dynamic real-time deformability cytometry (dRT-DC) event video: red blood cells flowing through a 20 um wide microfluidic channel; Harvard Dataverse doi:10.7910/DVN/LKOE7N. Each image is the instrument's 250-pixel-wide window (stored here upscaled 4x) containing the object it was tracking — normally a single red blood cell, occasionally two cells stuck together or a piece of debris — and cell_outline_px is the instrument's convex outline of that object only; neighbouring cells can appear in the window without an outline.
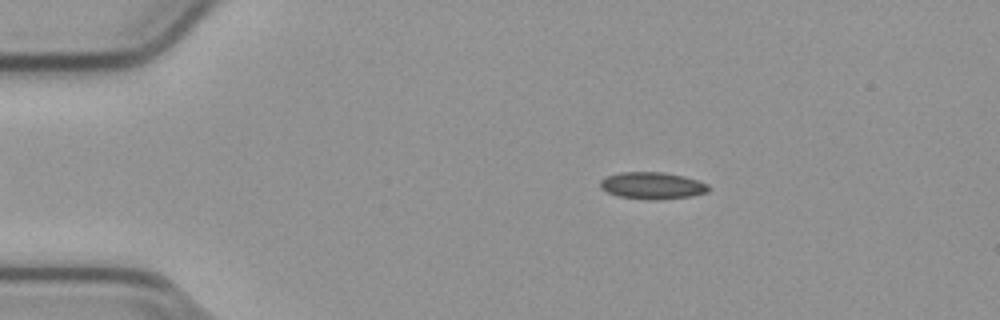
{"species": "common noctule bat (a hibernating species)", "species_latin": "Nyctalus noctula", "temperature_condition": "cold", "stored_images_in_passage": 43, "camera_frame_rate_fps": 3000, "um_per_image_px": 0.085, "animal": {"sex": "male", "body_mass_g": 23.1, "forearm_length_mm": 52.7}, "frame": {"image": 1, "passage_image": 7, "time_ms": 2.0, "image_size_px": [1000, 320], "cell_outline_px": [[712, 188], [708, 192], [692, 196], [656, 200], [648, 200], [620, 196], [608, 192], [600, 188], [600, 180], [604, 176], [620, 172], [664, 172], [684, 176], [708, 184]], "centroid_in_image_um": [55.45, 15.77], "position_along_channel_um": 29.5, "area_um2": 17.17}}
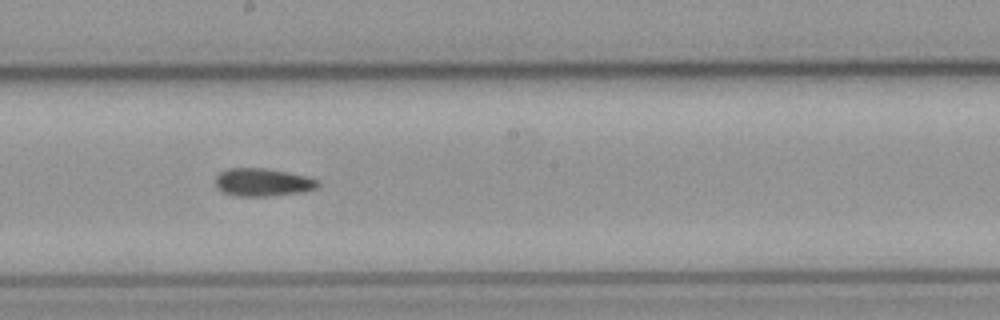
{"frame": {"image": 2, "passage_image": 27, "time_ms": 8.667, "image_size_px": [1000, 320], "cell_outline_px": [[320, 184], [316, 188], [304, 192], [272, 196], [240, 196], [224, 192], [216, 188], [216, 176], [220, 172], [228, 168], [264, 168], [288, 172], [320, 180]], "centroid_in_image_um": [22.35, 15.49], "position_along_channel_um": 225.8, "area_um2": 16.7}}
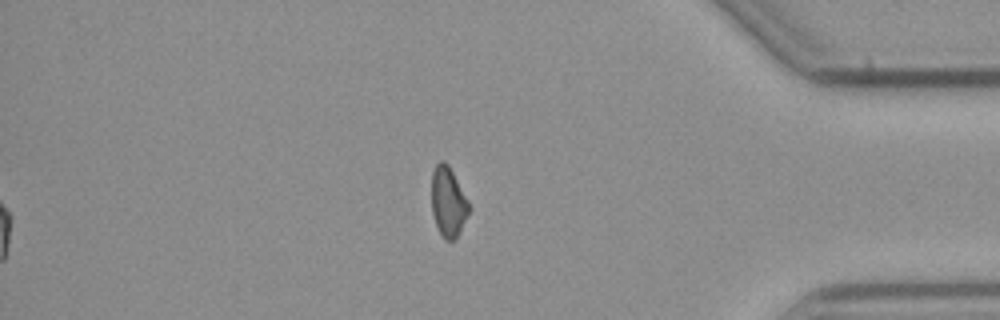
{"frame": {"image": 3, "passage_image": 43, "time_ms": 14.0, "image_size_px": [1000, 320], "cell_outline_px": [[472, 208], [456, 240], [444, 240], [436, 224], [432, 212], [432, 172], [436, 164], [440, 160], [444, 160], [448, 164], [468, 200]], "centroid_in_image_um": [38.12, 17.17], "position_along_channel_um": 397.1, "area_um2": 15.37}, "authors_computed_cell_mechanics": {"area_um2": 16.4152, "velocity_mm_per_s": 3.8076, "shape_relaxation_time_tau1_ms": null, "shape_relaxation_time_tau2_ms": 9.7251, "deformation_change_tau1": null, "deformation_change_tau2": 0.1639}}